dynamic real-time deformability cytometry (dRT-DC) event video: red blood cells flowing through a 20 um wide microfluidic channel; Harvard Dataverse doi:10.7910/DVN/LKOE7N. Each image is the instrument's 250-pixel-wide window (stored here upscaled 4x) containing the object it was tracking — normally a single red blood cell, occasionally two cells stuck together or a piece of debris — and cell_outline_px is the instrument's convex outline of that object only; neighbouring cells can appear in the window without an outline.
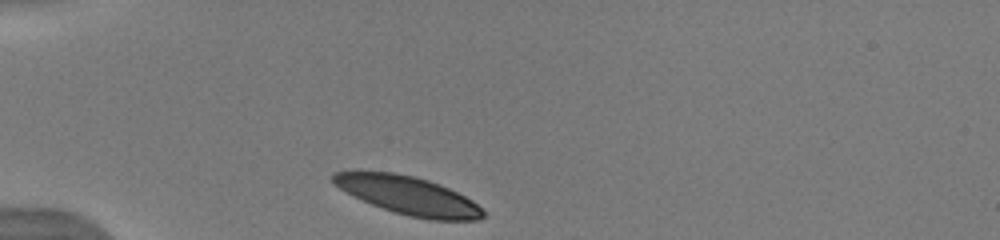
{"species": "human", "species_latin": "Homo sapiens", "temperature_condition": "warm", "stored_images_in_passage": 34, "camera_frame_rate_fps": 3000, "um_per_image_px": 0.085, "donor": {"sex": "male"}, "frame": {"image": 1, "passage_image": 1, "time_ms": 0.0, "image_size_px": [1000, 240], "cell_outline_px": [[484, 216], [480, 220], [432, 220], [408, 216], [372, 204], [352, 196], [332, 184], [332, 172], [352, 168], [360, 168], [392, 172], [412, 176], [428, 180], [440, 184], [472, 200], [484, 212]], "centroid_in_image_um": [34.57, 16.56], "position_along_channel_um": 50.4, "area_um2": 34.04}}
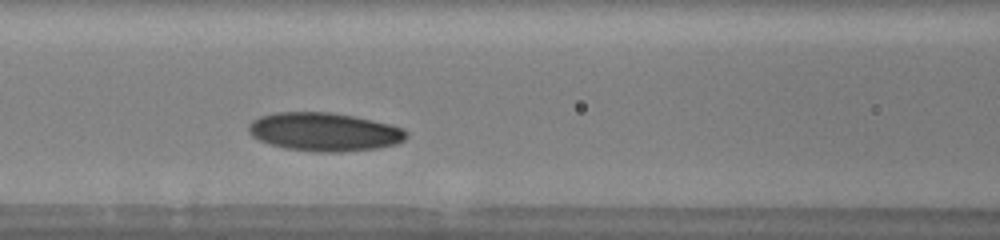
{"frame": {"image": 2, "passage_image": 10, "time_ms": 3.0, "image_size_px": [1000, 240], "cell_outline_px": [[408, 136], [404, 140], [396, 144], [380, 148], [340, 152], [316, 152], [284, 148], [260, 140], [252, 136], [248, 132], [248, 124], [252, 120], [260, 116], [276, 112], [328, 112], [352, 116], [388, 124], [404, 128], [408, 132]], "centroid_in_image_um": [27.56, 11.21], "position_along_channel_um": 139.0, "area_um2": 35.37}, "authors_computed_cell_mechanics": {"area_um2": 34.391, "velocity_mm_per_s": 3.8512, "shape_relaxation_time_tau1_ms": 2.1166, "shape_relaxation_time_tau2_ms": 6.0668, "deformation_change_tau1": 0.0882, "deformation_change_tau2": 0.1556}}